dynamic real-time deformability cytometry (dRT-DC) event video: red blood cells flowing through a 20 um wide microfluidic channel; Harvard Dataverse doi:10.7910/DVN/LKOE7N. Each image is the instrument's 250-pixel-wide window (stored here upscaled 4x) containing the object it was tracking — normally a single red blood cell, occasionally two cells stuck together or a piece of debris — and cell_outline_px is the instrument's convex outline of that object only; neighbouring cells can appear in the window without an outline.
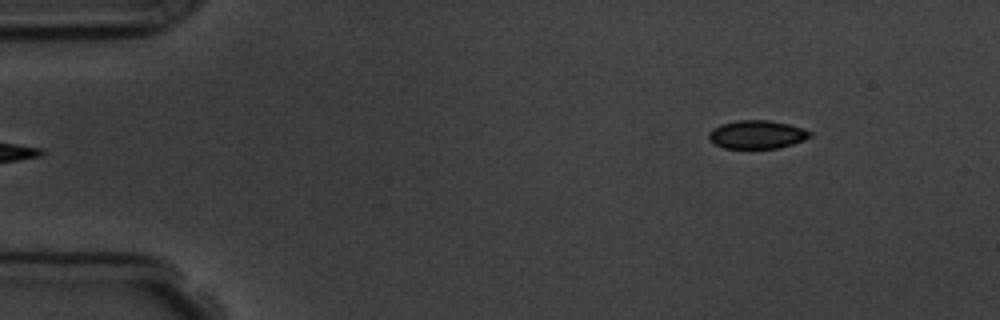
{"species": "common noctule bat (a hibernating species)", "species_latin": "Nyctalus noctula", "temperature_condition": "room temperature", "stored_images_in_passage": 5, "segment_of_instrument_passage": [2, 2], "camera_frame_rate_fps": 3000, "um_per_image_px": 0.085, "animal": {"sex": "male", "body_mass_g": 19.5, "forearm_length_mm": 54.6}, "frame": {"image": 1, "passage_image": 5, "time_ms": 5.333, "image_size_px": [1000, 320], "cell_outline_px": [[812, 136], [804, 140], [792, 144], [776, 148], [724, 148], [716, 144], [708, 136], [708, 132], [712, 128], [720, 124], [736, 120], [768, 120], [788, 124], [812, 132]], "centroid_in_image_um": [64.33, 11.42], "position_along_channel_um": 20.7, "area_um2": 16.59}}